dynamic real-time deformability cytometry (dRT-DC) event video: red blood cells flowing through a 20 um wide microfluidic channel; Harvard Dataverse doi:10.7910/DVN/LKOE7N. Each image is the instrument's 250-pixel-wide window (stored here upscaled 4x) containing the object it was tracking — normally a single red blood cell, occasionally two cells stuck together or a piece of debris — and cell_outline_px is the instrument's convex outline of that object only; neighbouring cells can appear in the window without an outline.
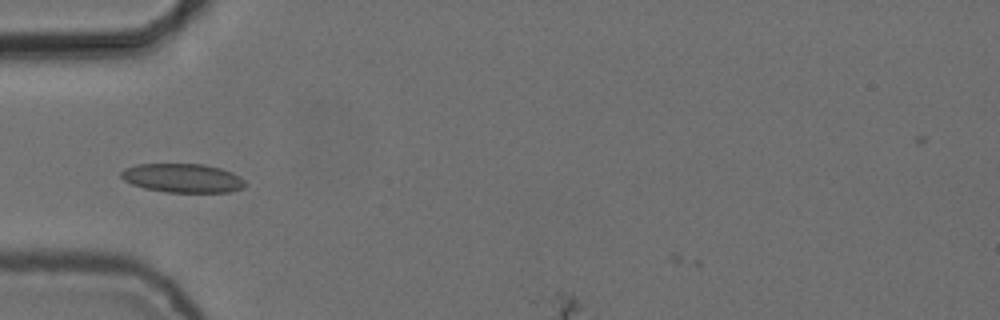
{"species": "common noctule bat (a hibernating species)", "species_latin": "Nyctalus noctula", "temperature_condition": "cold", "stored_images_in_passage": 11, "segment_of_instrument_passage": [1, 2], "camera_frame_rate_fps": 3000, "um_per_image_px": 0.085, "animal": {"sex": "female", "body_mass_g": 24.6, "forearm_length_mm": 56.2}, "frame": {"image": 1, "passage_image": 8, "time_ms": 2.333, "image_size_px": [1000, 320], "cell_outline_px": [[248, 184], [244, 188], [228, 192], [168, 192], [144, 188], [132, 184], [124, 180], [120, 176], [120, 172], [124, 168], [136, 164], [204, 164], [220, 168], [232, 172], [240, 176]], "centroid_in_image_um": [15.54, 15.13], "position_along_channel_um": 69.5, "area_um2": 21.04}}